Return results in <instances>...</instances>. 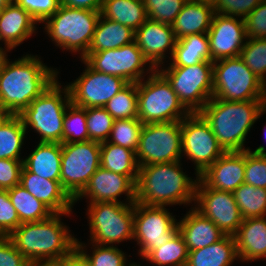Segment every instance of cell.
Instances as JSON below:
<instances>
[{"label": "cell", "instance_id": "obj_44", "mask_svg": "<svg viewBox=\"0 0 266 266\" xmlns=\"http://www.w3.org/2000/svg\"><path fill=\"white\" fill-rule=\"evenodd\" d=\"M187 0H143L149 19L172 24Z\"/></svg>", "mask_w": 266, "mask_h": 266}, {"label": "cell", "instance_id": "obj_25", "mask_svg": "<svg viewBox=\"0 0 266 266\" xmlns=\"http://www.w3.org/2000/svg\"><path fill=\"white\" fill-rule=\"evenodd\" d=\"M214 14L211 0H187L171 24L176 39L207 33Z\"/></svg>", "mask_w": 266, "mask_h": 266}, {"label": "cell", "instance_id": "obj_40", "mask_svg": "<svg viewBox=\"0 0 266 266\" xmlns=\"http://www.w3.org/2000/svg\"><path fill=\"white\" fill-rule=\"evenodd\" d=\"M143 123L138 118L114 120L113 127L107 140L116 145L136 152Z\"/></svg>", "mask_w": 266, "mask_h": 266}, {"label": "cell", "instance_id": "obj_31", "mask_svg": "<svg viewBox=\"0 0 266 266\" xmlns=\"http://www.w3.org/2000/svg\"><path fill=\"white\" fill-rule=\"evenodd\" d=\"M100 158L101 167L128 176L136 184L139 164L135 151L104 141L100 143Z\"/></svg>", "mask_w": 266, "mask_h": 266}, {"label": "cell", "instance_id": "obj_30", "mask_svg": "<svg viewBox=\"0 0 266 266\" xmlns=\"http://www.w3.org/2000/svg\"><path fill=\"white\" fill-rule=\"evenodd\" d=\"M170 61L168 67H187L200 62H211L208 34H193L177 39Z\"/></svg>", "mask_w": 266, "mask_h": 266}, {"label": "cell", "instance_id": "obj_16", "mask_svg": "<svg viewBox=\"0 0 266 266\" xmlns=\"http://www.w3.org/2000/svg\"><path fill=\"white\" fill-rule=\"evenodd\" d=\"M86 65L84 72L67 84L71 103L82 108H101L121 91L128 82L121 77L95 71Z\"/></svg>", "mask_w": 266, "mask_h": 266}, {"label": "cell", "instance_id": "obj_50", "mask_svg": "<svg viewBox=\"0 0 266 266\" xmlns=\"http://www.w3.org/2000/svg\"><path fill=\"white\" fill-rule=\"evenodd\" d=\"M28 263L9 237L0 236V266H27Z\"/></svg>", "mask_w": 266, "mask_h": 266}, {"label": "cell", "instance_id": "obj_33", "mask_svg": "<svg viewBox=\"0 0 266 266\" xmlns=\"http://www.w3.org/2000/svg\"><path fill=\"white\" fill-rule=\"evenodd\" d=\"M7 191L21 223L43 221L54 214L20 184Z\"/></svg>", "mask_w": 266, "mask_h": 266}, {"label": "cell", "instance_id": "obj_4", "mask_svg": "<svg viewBox=\"0 0 266 266\" xmlns=\"http://www.w3.org/2000/svg\"><path fill=\"white\" fill-rule=\"evenodd\" d=\"M70 213H54L39 222L22 223L9 238L28 262L62 259L76 250V238L60 217Z\"/></svg>", "mask_w": 266, "mask_h": 266}, {"label": "cell", "instance_id": "obj_23", "mask_svg": "<svg viewBox=\"0 0 266 266\" xmlns=\"http://www.w3.org/2000/svg\"><path fill=\"white\" fill-rule=\"evenodd\" d=\"M38 23L26 10L12 1L0 12V40L7 51L32 36Z\"/></svg>", "mask_w": 266, "mask_h": 266}, {"label": "cell", "instance_id": "obj_12", "mask_svg": "<svg viewBox=\"0 0 266 266\" xmlns=\"http://www.w3.org/2000/svg\"><path fill=\"white\" fill-rule=\"evenodd\" d=\"M181 121L144 124L136 150L139 166L182 158Z\"/></svg>", "mask_w": 266, "mask_h": 266}, {"label": "cell", "instance_id": "obj_7", "mask_svg": "<svg viewBox=\"0 0 266 266\" xmlns=\"http://www.w3.org/2000/svg\"><path fill=\"white\" fill-rule=\"evenodd\" d=\"M148 76L137 82L138 119L143 124L181 121L190 114L157 69Z\"/></svg>", "mask_w": 266, "mask_h": 266}, {"label": "cell", "instance_id": "obj_10", "mask_svg": "<svg viewBox=\"0 0 266 266\" xmlns=\"http://www.w3.org/2000/svg\"><path fill=\"white\" fill-rule=\"evenodd\" d=\"M157 69L190 113H198L213 97V62Z\"/></svg>", "mask_w": 266, "mask_h": 266}, {"label": "cell", "instance_id": "obj_43", "mask_svg": "<svg viewBox=\"0 0 266 266\" xmlns=\"http://www.w3.org/2000/svg\"><path fill=\"white\" fill-rule=\"evenodd\" d=\"M89 140L99 143L109 139L114 118L104 108H85Z\"/></svg>", "mask_w": 266, "mask_h": 266}, {"label": "cell", "instance_id": "obj_9", "mask_svg": "<svg viewBox=\"0 0 266 266\" xmlns=\"http://www.w3.org/2000/svg\"><path fill=\"white\" fill-rule=\"evenodd\" d=\"M87 210L92 243L114 246L133 239L134 203H89Z\"/></svg>", "mask_w": 266, "mask_h": 266}, {"label": "cell", "instance_id": "obj_53", "mask_svg": "<svg viewBox=\"0 0 266 266\" xmlns=\"http://www.w3.org/2000/svg\"><path fill=\"white\" fill-rule=\"evenodd\" d=\"M70 266H91V265L77 250H75L70 255Z\"/></svg>", "mask_w": 266, "mask_h": 266}, {"label": "cell", "instance_id": "obj_49", "mask_svg": "<svg viewBox=\"0 0 266 266\" xmlns=\"http://www.w3.org/2000/svg\"><path fill=\"white\" fill-rule=\"evenodd\" d=\"M23 160L0 159V189L8 190L20 184Z\"/></svg>", "mask_w": 266, "mask_h": 266}, {"label": "cell", "instance_id": "obj_47", "mask_svg": "<svg viewBox=\"0 0 266 266\" xmlns=\"http://www.w3.org/2000/svg\"><path fill=\"white\" fill-rule=\"evenodd\" d=\"M26 10L38 23H43L60 7V0H13Z\"/></svg>", "mask_w": 266, "mask_h": 266}, {"label": "cell", "instance_id": "obj_17", "mask_svg": "<svg viewBox=\"0 0 266 266\" xmlns=\"http://www.w3.org/2000/svg\"><path fill=\"white\" fill-rule=\"evenodd\" d=\"M194 207L206 218L212 220L226 235H234L243 218L235 202L233 192L219 191L206 186L198 179Z\"/></svg>", "mask_w": 266, "mask_h": 266}, {"label": "cell", "instance_id": "obj_24", "mask_svg": "<svg viewBox=\"0 0 266 266\" xmlns=\"http://www.w3.org/2000/svg\"><path fill=\"white\" fill-rule=\"evenodd\" d=\"M177 225L188 251L216 243L226 235L212 220L193 207L183 219L177 222Z\"/></svg>", "mask_w": 266, "mask_h": 266}, {"label": "cell", "instance_id": "obj_42", "mask_svg": "<svg viewBox=\"0 0 266 266\" xmlns=\"http://www.w3.org/2000/svg\"><path fill=\"white\" fill-rule=\"evenodd\" d=\"M266 149L260 145L255 151H245V184L266 188Z\"/></svg>", "mask_w": 266, "mask_h": 266}, {"label": "cell", "instance_id": "obj_56", "mask_svg": "<svg viewBox=\"0 0 266 266\" xmlns=\"http://www.w3.org/2000/svg\"><path fill=\"white\" fill-rule=\"evenodd\" d=\"M7 57L6 50L0 47V67L3 62V60Z\"/></svg>", "mask_w": 266, "mask_h": 266}, {"label": "cell", "instance_id": "obj_35", "mask_svg": "<svg viewBox=\"0 0 266 266\" xmlns=\"http://www.w3.org/2000/svg\"><path fill=\"white\" fill-rule=\"evenodd\" d=\"M144 259L157 266H186L188 249L182 235L177 231L165 244L152 250Z\"/></svg>", "mask_w": 266, "mask_h": 266}, {"label": "cell", "instance_id": "obj_11", "mask_svg": "<svg viewBox=\"0 0 266 266\" xmlns=\"http://www.w3.org/2000/svg\"><path fill=\"white\" fill-rule=\"evenodd\" d=\"M60 183L75 200L100 167V143L97 141L61 143Z\"/></svg>", "mask_w": 266, "mask_h": 266}, {"label": "cell", "instance_id": "obj_18", "mask_svg": "<svg viewBox=\"0 0 266 266\" xmlns=\"http://www.w3.org/2000/svg\"><path fill=\"white\" fill-rule=\"evenodd\" d=\"M207 34L211 62L239 57L247 39L245 20L215 13Z\"/></svg>", "mask_w": 266, "mask_h": 266}, {"label": "cell", "instance_id": "obj_19", "mask_svg": "<svg viewBox=\"0 0 266 266\" xmlns=\"http://www.w3.org/2000/svg\"><path fill=\"white\" fill-rule=\"evenodd\" d=\"M124 193L128 203L136 202V184L128 176L114 173L100 166L91 176L82 193L74 200V203L83 197L90 198V203H123L117 198Z\"/></svg>", "mask_w": 266, "mask_h": 266}, {"label": "cell", "instance_id": "obj_1", "mask_svg": "<svg viewBox=\"0 0 266 266\" xmlns=\"http://www.w3.org/2000/svg\"><path fill=\"white\" fill-rule=\"evenodd\" d=\"M38 56L26 54L14 62L3 60L0 67V105L19 115L57 79L59 72L47 67Z\"/></svg>", "mask_w": 266, "mask_h": 266}, {"label": "cell", "instance_id": "obj_38", "mask_svg": "<svg viewBox=\"0 0 266 266\" xmlns=\"http://www.w3.org/2000/svg\"><path fill=\"white\" fill-rule=\"evenodd\" d=\"M91 244L94 250L93 253L89 255L84 249L87 246L76 240V250L88 261L91 266H133L135 263L133 262L127 264L126 254L116 246L97 245L94 243Z\"/></svg>", "mask_w": 266, "mask_h": 266}, {"label": "cell", "instance_id": "obj_41", "mask_svg": "<svg viewBox=\"0 0 266 266\" xmlns=\"http://www.w3.org/2000/svg\"><path fill=\"white\" fill-rule=\"evenodd\" d=\"M239 57L260 80L266 82V39L247 38Z\"/></svg>", "mask_w": 266, "mask_h": 266}, {"label": "cell", "instance_id": "obj_36", "mask_svg": "<svg viewBox=\"0 0 266 266\" xmlns=\"http://www.w3.org/2000/svg\"><path fill=\"white\" fill-rule=\"evenodd\" d=\"M233 194L243 219L266 216V188L243 183Z\"/></svg>", "mask_w": 266, "mask_h": 266}, {"label": "cell", "instance_id": "obj_3", "mask_svg": "<svg viewBox=\"0 0 266 266\" xmlns=\"http://www.w3.org/2000/svg\"><path fill=\"white\" fill-rule=\"evenodd\" d=\"M225 152H241L248 132L265 113L263 100L224 101L212 97L198 112Z\"/></svg>", "mask_w": 266, "mask_h": 266}, {"label": "cell", "instance_id": "obj_21", "mask_svg": "<svg viewBox=\"0 0 266 266\" xmlns=\"http://www.w3.org/2000/svg\"><path fill=\"white\" fill-rule=\"evenodd\" d=\"M199 179L209 188L234 192L245 179V151L225 152Z\"/></svg>", "mask_w": 266, "mask_h": 266}, {"label": "cell", "instance_id": "obj_57", "mask_svg": "<svg viewBox=\"0 0 266 266\" xmlns=\"http://www.w3.org/2000/svg\"><path fill=\"white\" fill-rule=\"evenodd\" d=\"M263 102H264V110L266 112V82H265V85H264V100H263Z\"/></svg>", "mask_w": 266, "mask_h": 266}, {"label": "cell", "instance_id": "obj_28", "mask_svg": "<svg viewBox=\"0 0 266 266\" xmlns=\"http://www.w3.org/2000/svg\"><path fill=\"white\" fill-rule=\"evenodd\" d=\"M236 259L239 257L234 236L225 235L216 243L188 251L186 266H230Z\"/></svg>", "mask_w": 266, "mask_h": 266}, {"label": "cell", "instance_id": "obj_37", "mask_svg": "<svg viewBox=\"0 0 266 266\" xmlns=\"http://www.w3.org/2000/svg\"><path fill=\"white\" fill-rule=\"evenodd\" d=\"M104 108L115 120L138 118V90L137 83H128Z\"/></svg>", "mask_w": 266, "mask_h": 266}, {"label": "cell", "instance_id": "obj_13", "mask_svg": "<svg viewBox=\"0 0 266 266\" xmlns=\"http://www.w3.org/2000/svg\"><path fill=\"white\" fill-rule=\"evenodd\" d=\"M81 60L95 71L121 77L128 83L140 82L145 72L155 70L135 41L117 49L87 53ZM148 63L149 68L144 71Z\"/></svg>", "mask_w": 266, "mask_h": 266}, {"label": "cell", "instance_id": "obj_22", "mask_svg": "<svg viewBox=\"0 0 266 266\" xmlns=\"http://www.w3.org/2000/svg\"><path fill=\"white\" fill-rule=\"evenodd\" d=\"M20 185L41 201L53 213H71L74 200L64 190L60 181L44 179L29 172L24 166L21 171Z\"/></svg>", "mask_w": 266, "mask_h": 266}, {"label": "cell", "instance_id": "obj_26", "mask_svg": "<svg viewBox=\"0 0 266 266\" xmlns=\"http://www.w3.org/2000/svg\"><path fill=\"white\" fill-rule=\"evenodd\" d=\"M241 261L266 258V217L243 219L233 235Z\"/></svg>", "mask_w": 266, "mask_h": 266}, {"label": "cell", "instance_id": "obj_34", "mask_svg": "<svg viewBox=\"0 0 266 266\" xmlns=\"http://www.w3.org/2000/svg\"><path fill=\"white\" fill-rule=\"evenodd\" d=\"M26 128L19 115H11L0 126V159H21V148L24 144Z\"/></svg>", "mask_w": 266, "mask_h": 266}, {"label": "cell", "instance_id": "obj_20", "mask_svg": "<svg viewBox=\"0 0 266 266\" xmlns=\"http://www.w3.org/2000/svg\"><path fill=\"white\" fill-rule=\"evenodd\" d=\"M134 41L150 64L159 69L166 58V51L170 50L172 57L177 39L170 24L148 18L135 31Z\"/></svg>", "mask_w": 266, "mask_h": 266}, {"label": "cell", "instance_id": "obj_48", "mask_svg": "<svg viewBox=\"0 0 266 266\" xmlns=\"http://www.w3.org/2000/svg\"><path fill=\"white\" fill-rule=\"evenodd\" d=\"M244 20L247 38L266 39V0H263Z\"/></svg>", "mask_w": 266, "mask_h": 266}, {"label": "cell", "instance_id": "obj_5", "mask_svg": "<svg viewBox=\"0 0 266 266\" xmlns=\"http://www.w3.org/2000/svg\"><path fill=\"white\" fill-rule=\"evenodd\" d=\"M61 86L57 79L19 114L26 130L30 126L41 135L40 142L63 143V119L71 99L68 86Z\"/></svg>", "mask_w": 266, "mask_h": 266}, {"label": "cell", "instance_id": "obj_8", "mask_svg": "<svg viewBox=\"0 0 266 266\" xmlns=\"http://www.w3.org/2000/svg\"><path fill=\"white\" fill-rule=\"evenodd\" d=\"M264 85L240 57L213 62V97L224 101L264 100Z\"/></svg>", "mask_w": 266, "mask_h": 266}, {"label": "cell", "instance_id": "obj_15", "mask_svg": "<svg viewBox=\"0 0 266 266\" xmlns=\"http://www.w3.org/2000/svg\"><path fill=\"white\" fill-rule=\"evenodd\" d=\"M182 156L186 155L195 164L199 177L225 153L209 124L199 113H190L181 120Z\"/></svg>", "mask_w": 266, "mask_h": 266}, {"label": "cell", "instance_id": "obj_27", "mask_svg": "<svg viewBox=\"0 0 266 266\" xmlns=\"http://www.w3.org/2000/svg\"><path fill=\"white\" fill-rule=\"evenodd\" d=\"M61 158V143L39 142L32 153L23 160V166L44 179L60 181Z\"/></svg>", "mask_w": 266, "mask_h": 266}, {"label": "cell", "instance_id": "obj_6", "mask_svg": "<svg viewBox=\"0 0 266 266\" xmlns=\"http://www.w3.org/2000/svg\"><path fill=\"white\" fill-rule=\"evenodd\" d=\"M100 11L72 8L60 5L59 9L43 23L45 32L59 47L80 52L81 59L87 54Z\"/></svg>", "mask_w": 266, "mask_h": 266}, {"label": "cell", "instance_id": "obj_32", "mask_svg": "<svg viewBox=\"0 0 266 266\" xmlns=\"http://www.w3.org/2000/svg\"><path fill=\"white\" fill-rule=\"evenodd\" d=\"M100 13L133 31L148 19L143 0H103Z\"/></svg>", "mask_w": 266, "mask_h": 266}, {"label": "cell", "instance_id": "obj_51", "mask_svg": "<svg viewBox=\"0 0 266 266\" xmlns=\"http://www.w3.org/2000/svg\"><path fill=\"white\" fill-rule=\"evenodd\" d=\"M60 4L72 8L101 11L103 0H60Z\"/></svg>", "mask_w": 266, "mask_h": 266}, {"label": "cell", "instance_id": "obj_14", "mask_svg": "<svg viewBox=\"0 0 266 266\" xmlns=\"http://www.w3.org/2000/svg\"><path fill=\"white\" fill-rule=\"evenodd\" d=\"M165 207L134 203L133 240L145 258L152 250L165 244L177 231V219Z\"/></svg>", "mask_w": 266, "mask_h": 266}, {"label": "cell", "instance_id": "obj_52", "mask_svg": "<svg viewBox=\"0 0 266 266\" xmlns=\"http://www.w3.org/2000/svg\"><path fill=\"white\" fill-rule=\"evenodd\" d=\"M27 266H70V256L62 259L32 261Z\"/></svg>", "mask_w": 266, "mask_h": 266}, {"label": "cell", "instance_id": "obj_55", "mask_svg": "<svg viewBox=\"0 0 266 266\" xmlns=\"http://www.w3.org/2000/svg\"><path fill=\"white\" fill-rule=\"evenodd\" d=\"M13 0H0V12L7 7Z\"/></svg>", "mask_w": 266, "mask_h": 266}, {"label": "cell", "instance_id": "obj_39", "mask_svg": "<svg viewBox=\"0 0 266 266\" xmlns=\"http://www.w3.org/2000/svg\"><path fill=\"white\" fill-rule=\"evenodd\" d=\"M67 109L63 119V143L89 141L85 108L71 103Z\"/></svg>", "mask_w": 266, "mask_h": 266}, {"label": "cell", "instance_id": "obj_46", "mask_svg": "<svg viewBox=\"0 0 266 266\" xmlns=\"http://www.w3.org/2000/svg\"><path fill=\"white\" fill-rule=\"evenodd\" d=\"M21 224L8 191L0 189V236L9 237Z\"/></svg>", "mask_w": 266, "mask_h": 266}, {"label": "cell", "instance_id": "obj_54", "mask_svg": "<svg viewBox=\"0 0 266 266\" xmlns=\"http://www.w3.org/2000/svg\"><path fill=\"white\" fill-rule=\"evenodd\" d=\"M12 114L0 105V126L7 121Z\"/></svg>", "mask_w": 266, "mask_h": 266}, {"label": "cell", "instance_id": "obj_29", "mask_svg": "<svg viewBox=\"0 0 266 266\" xmlns=\"http://www.w3.org/2000/svg\"><path fill=\"white\" fill-rule=\"evenodd\" d=\"M135 31L100 15L87 53L112 50L134 41Z\"/></svg>", "mask_w": 266, "mask_h": 266}, {"label": "cell", "instance_id": "obj_2", "mask_svg": "<svg viewBox=\"0 0 266 266\" xmlns=\"http://www.w3.org/2000/svg\"><path fill=\"white\" fill-rule=\"evenodd\" d=\"M181 165V161H177L139 166L136 202L159 207L195 202L199 177L193 181Z\"/></svg>", "mask_w": 266, "mask_h": 266}, {"label": "cell", "instance_id": "obj_45", "mask_svg": "<svg viewBox=\"0 0 266 266\" xmlns=\"http://www.w3.org/2000/svg\"><path fill=\"white\" fill-rule=\"evenodd\" d=\"M263 0H211L216 14L245 19Z\"/></svg>", "mask_w": 266, "mask_h": 266}]
</instances>
